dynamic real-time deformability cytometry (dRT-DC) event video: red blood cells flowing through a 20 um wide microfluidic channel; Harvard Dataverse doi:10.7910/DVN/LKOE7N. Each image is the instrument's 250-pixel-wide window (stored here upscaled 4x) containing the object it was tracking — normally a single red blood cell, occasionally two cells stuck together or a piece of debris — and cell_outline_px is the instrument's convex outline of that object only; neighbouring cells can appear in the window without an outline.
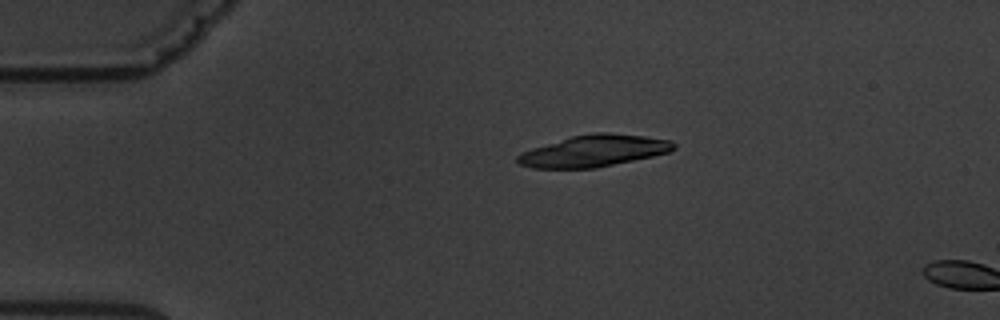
{"species": "common noctule bat (a hibernating species)", "species_latin": "Nyctalus noctula", "temperature_condition": "warm", "stored_images_in_passage": 3, "camera_frame_rate_fps": 3000, "um_per_image_px": 0.085, "animal": {"sex": "male", "body_mass_g": 19.5, "forearm_length_mm": 54.6}, "frame": {"image": 1, "passage_image": 2, "time_ms": 3.333, "image_size_px": [1000, 320], "cell_outline_px": [[676, 148], [668, 152], [652, 156], [596, 168], [532, 168], [520, 164], [516, 160], [516, 156], [532, 148], [572, 136], [596, 132], [608, 132], [644, 136], [672, 140], [676, 144]], "centroid_in_image_um": [50.5, 12.82], "position_along_channel_um": 34.5, "area_um2": 28.61}}